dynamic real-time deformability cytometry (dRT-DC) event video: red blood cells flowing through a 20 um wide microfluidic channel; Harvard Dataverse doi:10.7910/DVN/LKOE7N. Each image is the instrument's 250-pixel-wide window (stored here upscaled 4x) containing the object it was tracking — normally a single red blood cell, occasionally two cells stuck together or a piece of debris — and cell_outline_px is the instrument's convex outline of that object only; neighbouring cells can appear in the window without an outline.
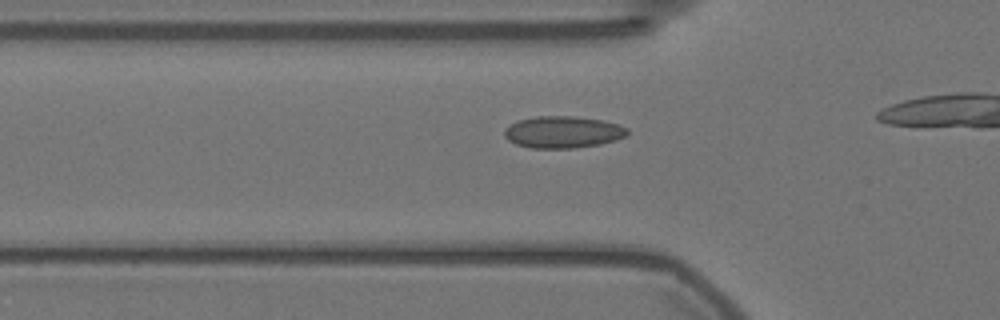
{"species": "Egyptian fruit bat (a non-hibernating species)", "species_latin": "Rousettus aegyptiacus", "temperature_condition": "warm", "stored_images_in_passage": 15, "camera_frame_rate_fps": 3000, "um_per_image_px": 0.085, "animal": {"sex": "female"}, "frame": {"image": 1, "passage_image": 9, "time_ms": 2.667, "image_size_px": [1000, 320], "cell_outline_px": [[628, 132], [624, 136], [616, 140], [600, 144], [572, 148], [532, 148], [516, 144], [508, 140], [504, 136], [504, 128], [508, 124], [520, 120], [536, 116], [576, 116], [600, 120], [616, 124], [628, 128]], "centroid_in_image_um": [47.8, 11.22], "position_along_channel_um": 78.0, "area_um2": 22.77}}
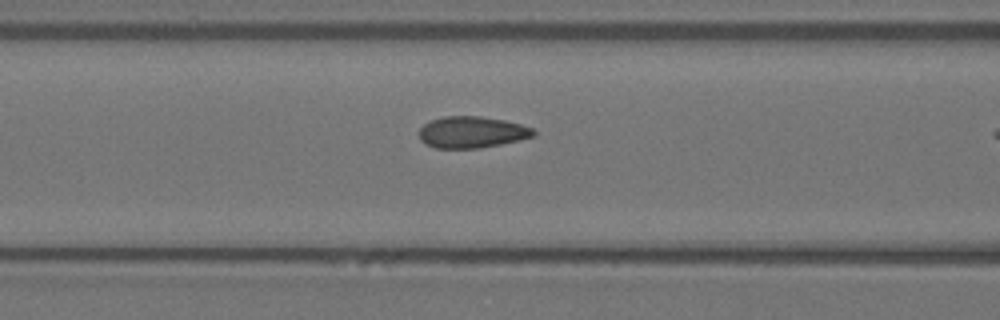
{"frame": {"image": 2, "passage_image": 13, "time_ms": 4.0, "image_size_px": [1000, 320], "cell_outline_px": [[536, 132], [532, 136], [520, 140], [480, 148], [436, 148], [424, 144], [420, 140], [420, 128], [424, 124], [432, 120], [444, 116], [480, 116], [504, 120], [520, 124], [532, 128]], "centroid_in_image_um": [40.09, 11.24], "position_along_channel_um": 126.5, "area_um2": 20.92}}